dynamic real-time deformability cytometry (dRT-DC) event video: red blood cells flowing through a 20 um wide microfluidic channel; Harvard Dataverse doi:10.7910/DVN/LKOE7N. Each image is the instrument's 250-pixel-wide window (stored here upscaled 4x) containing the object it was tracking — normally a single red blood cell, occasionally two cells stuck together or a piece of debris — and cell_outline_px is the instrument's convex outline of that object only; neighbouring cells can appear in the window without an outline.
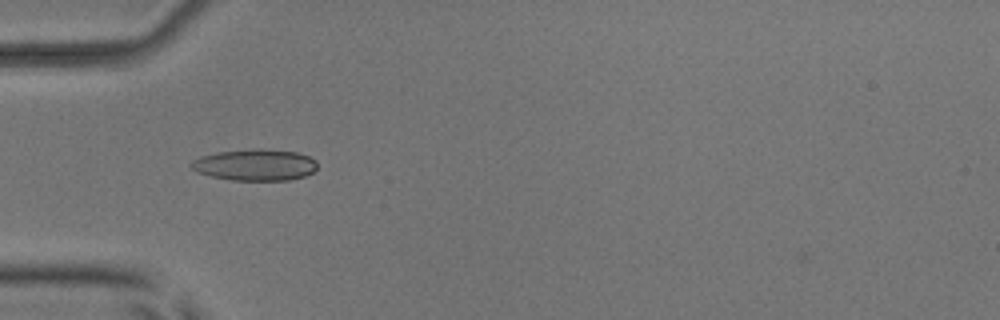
{"species": "common noctule bat (a hibernating species)", "species_latin": "Nyctalus noctula", "temperature_condition": "room temperature", "stored_images_in_passage": 44, "camera_frame_rate_fps": 3000, "um_per_image_px": 0.085, "animal": {"sex": "male", "body_mass_g": 17.9, "forearm_length_mm": 54.2}, "frame": {"image": 1, "passage_image": 8, "time_ms": 2.333, "image_size_px": [1000, 320], "cell_outline_px": [[316, 168], [312, 172], [304, 176], [288, 180], [232, 180], [212, 176], [196, 172], [188, 164], [192, 160], [200, 156], [216, 152], [260, 148], [296, 152], [308, 156], [316, 160]], "centroid_in_image_um": [21.65, 14.01], "position_along_channel_um": 63.4, "area_um2": 23.12}}
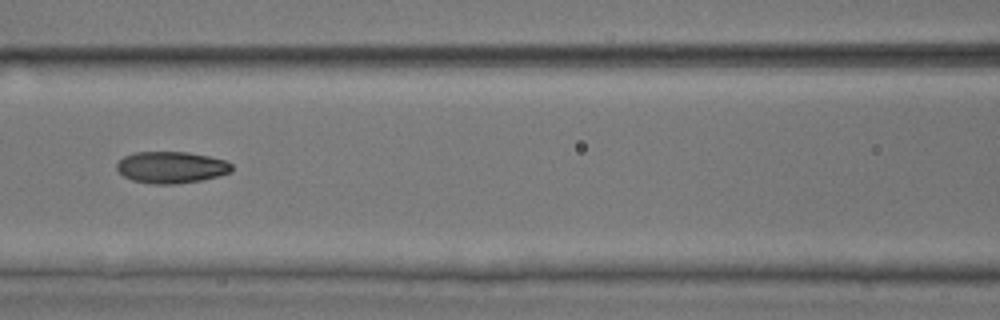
{"frame": {"image": 2, "passage_image": 15, "time_ms": 4.667, "image_size_px": [1000, 320], "cell_outline_px": [[232, 172], [200, 180], [172, 184], [152, 184], [132, 180], [124, 176], [116, 168], [116, 164], [124, 156], [132, 152], [188, 152], [208, 156], [224, 160], [232, 164]], "centroid_in_image_um": [14.53, 14.21], "position_along_channel_um": 152.1, "area_um2": 21.1}}
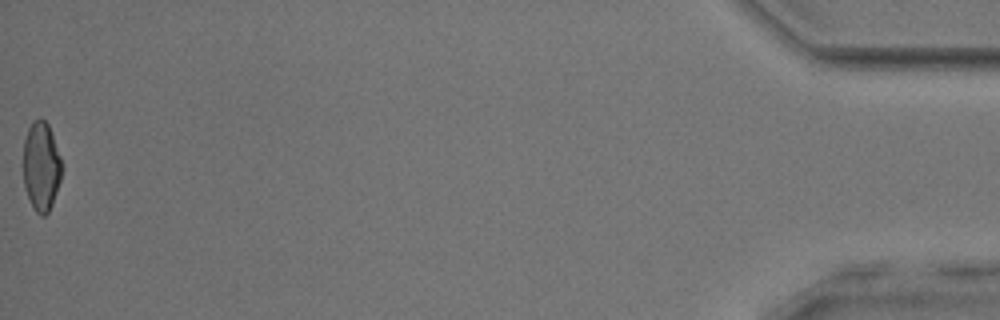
{"frame": {"image": 3, "passage_image": 44, "time_ms": 14.333, "image_size_px": [1000, 320], "cell_outline_px": [[64, 168], [52, 204], [48, 212], [44, 216], [40, 216], [32, 208], [24, 184], [24, 140], [28, 128], [32, 120], [40, 116], [48, 124], [64, 164]], "centroid_in_image_um": [3.53, 14.12], "position_along_channel_um": 431.7, "area_um2": 20.29}, "authors_computed_cell_mechanics": {"area_um2": 20.9236, "velocity_mm_per_s": 3.9042, "shape_relaxation_time_tau1_ms": 5.1023, "shape_relaxation_time_tau2_ms": 2.6119, "deformation_change_tau1": 0.1535, "deformation_change_tau2": 0.08}}